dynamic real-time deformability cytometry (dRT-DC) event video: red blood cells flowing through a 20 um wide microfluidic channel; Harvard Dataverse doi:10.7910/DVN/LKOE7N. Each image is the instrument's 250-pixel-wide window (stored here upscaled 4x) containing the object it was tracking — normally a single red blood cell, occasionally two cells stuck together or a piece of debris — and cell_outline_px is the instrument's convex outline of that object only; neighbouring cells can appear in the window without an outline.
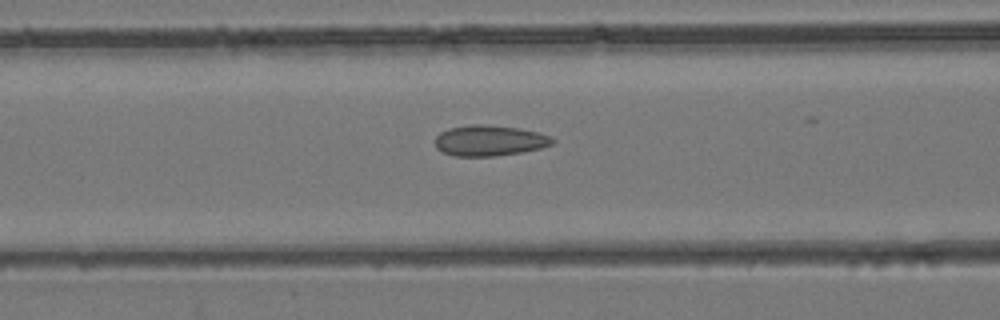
{"species": "common noctule bat (a hibernating species)", "species_latin": "Nyctalus noctula", "temperature_condition": "room temperature", "stored_images_in_passage": 27, "camera_frame_rate_fps": 3000, "um_per_image_px": 0.085, "animal": {"sex": "female", "body_mass_g": 24.6, "forearm_length_mm": 56.2}, "frame": {"image": 1, "passage_image": 9, "time_ms": 2.667, "image_size_px": [1000, 320], "cell_outline_px": [[556, 140], [552, 144], [540, 148], [520, 152], [496, 156], [452, 156], [436, 148], [436, 136], [440, 132], [448, 128], [472, 124], [480, 124], [520, 128], [552, 136]], "centroid_in_image_um": [41.6, 11.94], "position_along_channel_um": 125.0, "area_um2": 20.98}}
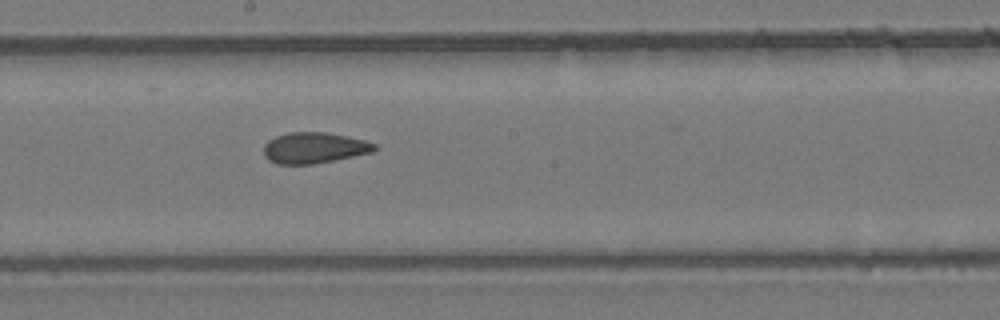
{"frame": {"image": 2, "passage_image": 15, "time_ms": 4.667, "image_size_px": [1000, 320], "cell_outline_px": [[376, 148], [372, 152], [312, 164], [276, 164], [268, 160], [264, 156], [264, 144], [268, 140], [276, 136], [288, 132], [324, 132], [364, 140], [376, 144]], "centroid_in_image_um": [26.64, 12.56], "position_along_channel_um": 221.6, "area_um2": 19.77}}
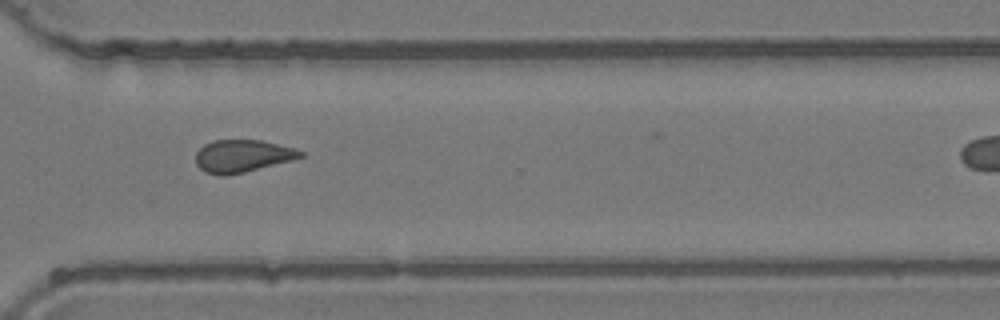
{"frame": {"image": 3, "passage_image": 23, "time_ms": 7.333, "image_size_px": [1000, 320], "cell_outline_px": [[304, 156], [292, 160], [244, 172], [224, 176], [220, 176], [204, 172], [196, 164], [196, 152], [204, 144], [212, 140], [260, 140], [292, 148], [304, 152]], "centroid_in_image_um": [20.56, 13.26], "position_along_channel_um": 350.0, "area_um2": 19.71}}